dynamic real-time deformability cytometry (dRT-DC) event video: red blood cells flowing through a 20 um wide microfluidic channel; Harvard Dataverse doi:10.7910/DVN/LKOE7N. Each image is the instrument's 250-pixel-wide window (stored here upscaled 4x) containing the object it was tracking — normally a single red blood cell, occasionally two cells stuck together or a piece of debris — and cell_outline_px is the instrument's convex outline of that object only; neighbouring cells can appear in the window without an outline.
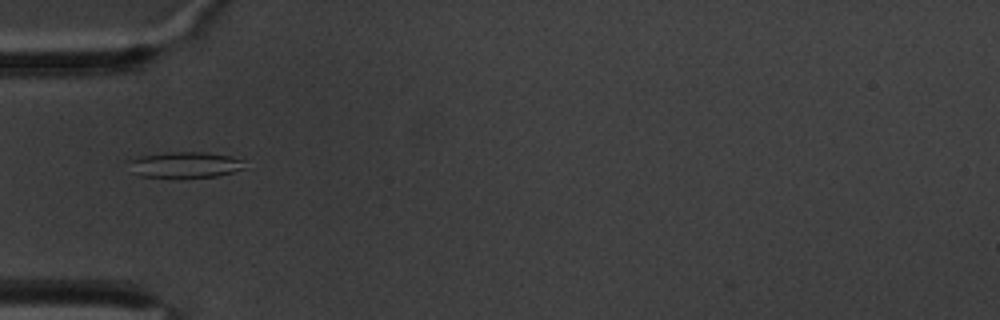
{"species": "common noctule bat (a hibernating species)", "species_latin": "Nyctalus noctula", "temperature_condition": "warm", "stored_images_in_passage": 4, "camera_frame_rate_fps": 3000, "um_per_image_px": 0.085, "animal": {"sex": "male", "body_mass_g": 20.1, "forearm_length_mm": 53.5}, "frame": {"image": 1, "passage_image": 1, "time_ms": 0.0, "image_size_px": [1000, 320], "cell_outline_px": [[248, 160], [244, 168], [232, 172], [216, 176], [180, 180], [140, 176], [132, 172], [124, 160], [128, 156], [164, 152], [208, 152], [232, 156]], "centroid_in_image_um": [15.62, 14.02], "position_along_channel_um": 69.4, "area_um2": 19.07}}